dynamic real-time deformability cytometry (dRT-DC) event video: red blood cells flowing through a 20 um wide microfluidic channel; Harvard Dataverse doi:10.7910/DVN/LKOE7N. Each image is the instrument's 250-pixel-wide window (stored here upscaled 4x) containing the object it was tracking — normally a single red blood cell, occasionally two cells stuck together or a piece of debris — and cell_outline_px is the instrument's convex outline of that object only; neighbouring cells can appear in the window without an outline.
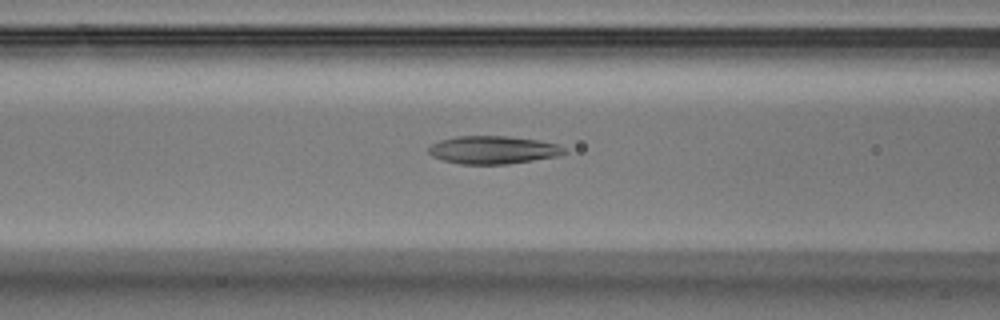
{"species": "Egyptian fruit bat (a non-hibernating species)", "species_latin": "Rousettus aegyptiacus", "temperature_condition": "warm", "stored_images_in_passage": 42, "camera_frame_rate_fps": 3000, "um_per_image_px": 0.085, "animal": {"sex": "male"}, "frame": {"image": 1, "passage_image": 12, "time_ms": 3.667, "image_size_px": [1000, 320], "cell_outline_px": [[568, 152], [556, 156], [508, 164], [460, 164], [444, 160], [432, 156], [428, 152], [428, 148], [432, 144], [440, 140], [456, 136], [508, 136], [536, 140], [556, 144], [564, 148]], "centroid_in_image_um": [41.88, 12.74], "position_along_channel_um": 124.7, "area_um2": 21.91}}
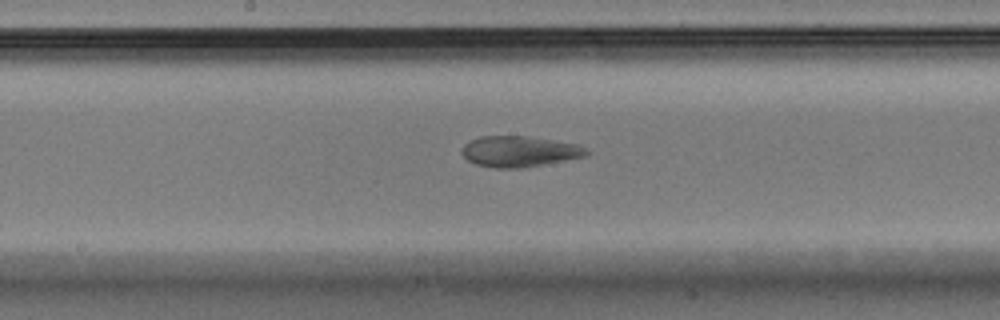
{"frame": {"image": 2, "passage_image": 18, "time_ms": 5.667, "image_size_px": [1000, 320], "cell_outline_px": [[592, 152], [588, 156], [520, 168], [496, 168], [476, 164], [468, 160], [460, 152], [464, 144], [480, 136], [528, 136], [580, 144]], "centroid_in_image_um": [44.19, 12.86], "position_along_channel_um": 204.0, "area_um2": 22.48}}
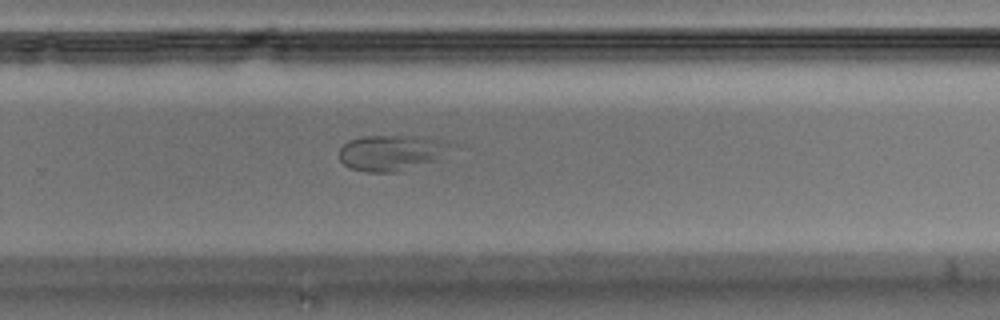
{"frame": {"image": 3, "passage_image": 25, "time_ms": 8.0, "image_size_px": [1000, 320], "cell_outline_px": [[468, 148], [436, 160], [396, 172], [364, 172], [352, 168], [344, 164], [340, 160], [340, 148], [348, 140], [360, 136], [432, 136], [464, 144]], "centroid_in_image_um": [33.58, 12.94], "position_along_channel_um": 296.2, "area_um2": 24.74}}